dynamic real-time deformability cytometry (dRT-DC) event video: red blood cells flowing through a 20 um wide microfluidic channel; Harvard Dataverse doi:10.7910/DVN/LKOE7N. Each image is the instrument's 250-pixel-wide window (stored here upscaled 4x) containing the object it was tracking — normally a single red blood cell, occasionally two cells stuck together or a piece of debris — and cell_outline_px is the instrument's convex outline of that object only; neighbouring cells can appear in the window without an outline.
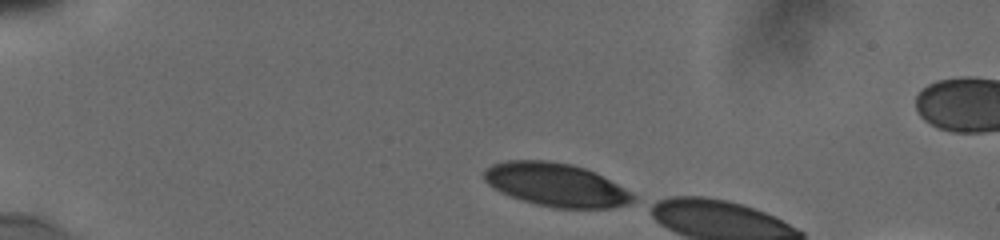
{"species": "human", "species_latin": "Homo sapiens", "temperature_condition": "cold", "stored_images_in_passage": 5, "camera_frame_rate_fps": 3000, "um_per_image_px": 0.085, "donor": {"sex": "male"}, "frame": {"image": 1, "passage_image": 1, "time_ms": 0.0, "image_size_px": [1000, 240], "cell_outline_px": [[636, 200], [628, 204], [612, 208], [552, 208], [536, 204], [500, 192], [492, 188], [484, 180], [484, 172], [492, 164], [508, 160], [544, 160], [572, 164], [584, 168], [624, 188], [636, 196]], "centroid_in_image_um": [47.25, 15.71], "position_along_channel_um": 37.8, "area_um2": 37.28}}